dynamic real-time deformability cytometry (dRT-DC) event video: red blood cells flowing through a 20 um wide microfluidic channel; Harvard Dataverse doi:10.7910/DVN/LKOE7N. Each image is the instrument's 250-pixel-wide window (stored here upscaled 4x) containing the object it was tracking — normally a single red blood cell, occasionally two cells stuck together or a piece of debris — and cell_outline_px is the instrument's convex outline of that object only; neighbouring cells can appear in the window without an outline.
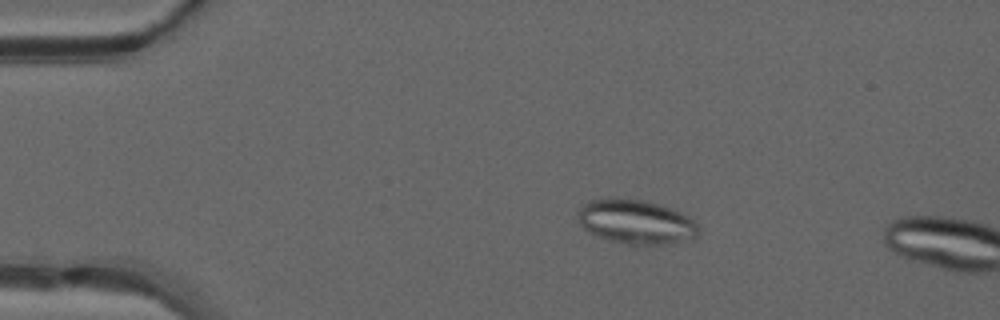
{"species": "common noctule bat (a hibernating species)", "species_latin": "Nyctalus noctula", "temperature_condition": "warm", "stored_images_in_passage": 13, "camera_frame_rate_fps": 3000, "um_per_image_px": 0.085, "animal": {"sex": "male", "forearm_length_mm": 52.5}, "frame": {"image": 1, "passage_image": 10, "time_ms": 3.0, "image_size_px": [1000, 320], "cell_outline_px": [[700, 228], [696, 236], [692, 240], [664, 244], [628, 244], [596, 236], [584, 228], [580, 224], [576, 216], [580, 208], [588, 200], [608, 196], [644, 200], [660, 204], [680, 212], [688, 216]], "centroid_in_image_um": [54.03, 18.83], "position_along_channel_um": 31.0, "area_um2": 31.44}}